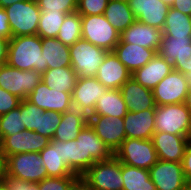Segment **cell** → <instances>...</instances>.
Instances as JSON below:
<instances>
[{
	"label": "cell",
	"instance_id": "cell-1",
	"mask_svg": "<svg viewBox=\"0 0 191 190\" xmlns=\"http://www.w3.org/2000/svg\"><path fill=\"white\" fill-rule=\"evenodd\" d=\"M6 63L19 70L43 74L48 65L42 56V38L37 34L10 38Z\"/></svg>",
	"mask_w": 191,
	"mask_h": 190
},
{
	"label": "cell",
	"instance_id": "cell-2",
	"mask_svg": "<svg viewBox=\"0 0 191 190\" xmlns=\"http://www.w3.org/2000/svg\"><path fill=\"white\" fill-rule=\"evenodd\" d=\"M81 30L83 39L108 52H113L120 41L121 33L108 22L104 14L81 15Z\"/></svg>",
	"mask_w": 191,
	"mask_h": 190
},
{
	"label": "cell",
	"instance_id": "cell-3",
	"mask_svg": "<svg viewBox=\"0 0 191 190\" xmlns=\"http://www.w3.org/2000/svg\"><path fill=\"white\" fill-rule=\"evenodd\" d=\"M155 132H167L188 137L191 112L184 103L156 106Z\"/></svg>",
	"mask_w": 191,
	"mask_h": 190
},
{
	"label": "cell",
	"instance_id": "cell-4",
	"mask_svg": "<svg viewBox=\"0 0 191 190\" xmlns=\"http://www.w3.org/2000/svg\"><path fill=\"white\" fill-rule=\"evenodd\" d=\"M4 9L12 37L37 34L41 10L36 0L19 1Z\"/></svg>",
	"mask_w": 191,
	"mask_h": 190
},
{
	"label": "cell",
	"instance_id": "cell-5",
	"mask_svg": "<svg viewBox=\"0 0 191 190\" xmlns=\"http://www.w3.org/2000/svg\"><path fill=\"white\" fill-rule=\"evenodd\" d=\"M71 67L78 77H95L108 51L81 38L69 47Z\"/></svg>",
	"mask_w": 191,
	"mask_h": 190
},
{
	"label": "cell",
	"instance_id": "cell-6",
	"mask_svg": "<svg viewBox=\"0 0 191 190\" xmlns=\"http://www.w3.org/2000/svg\"><path fill=\"white\" fill-rule=\"evenodd\" d=\"M121 163L149 170L158 161L151 139L126 138L115 151Z\"/></svg>",
	"mask_w": 191,
	"mask_h": 190
},
{
	"label": "cell",
	"instance_id": "cell-7",
	"mask_svg": "<svg viewBox=\"0 0 191 190\" xmlns=\"http://www.w3.org/2000/svg\"><path fill=\"white\" fill-rule=\"evenodd\" d=\"M81 177L93 190H123L121 162L115 156L95 162Z\"/></svg>",
	"mask_w": 191,
	"mask_h": 190
},
{
	"label": "cell",
	"instance_id": "cell-8",
	"mask_svg": "<svg viewBox=\"0 0 191 190\" xmlns=\"http://www.w3.org/2000/svg\"><path fill=\"white\" fill-rule=\"evenodd\" d=\"M76 140L79 150L80 176H82L95 162L105 161L114 156V153L97 136L89 123L83 127Z\"/></svg>",
	"mask_w": 191,
	"mask_h": 190
},
{
	"label": "cell",
	"instance_id": "cell-9",
	"mask_svg": "<svg viewBox=\"0 0 191 190\" xmlns=\"http://www.w3.org/2000/svg\"><path fill=\"white\" fill-rule=\"evenodd\" d=\"M5 173L31 183H39L48 177L43 160L37 152L7 156Z\"/></svg>",
	"mask_w": 191,
	"mask_h": 190
},
{
	"label": "cell",
	"instance_id": "cell-10",
	"mask_svg": "<svg viewBox=\"0 0 191 190\" xmlns=\"http://www.w3.org/2000/svg\"><path fill=\"white\" fill-rule=\"evenodd\" d=\"M42 81V74L35 70H19L10 65L0 66V87L21 100L28 95Z\"/></svg>",
	"mask_w": 191,
	"mask_h": 190
},
{
	"label": "cell",
	"instance_id": "cell-11",
	"mask_svg": "<svg viewBox=\"0 0 191 190\" xmlns=\"http://www.w3.org/2000/svg\"><path fill=\"white\" fill-rule=\"evenodd\" d=\"M189 90L185 75L177 70H172L153 89L156 106L184 103Z\"/></svg>",
	"mask_w": 191,
	"mask_h": 190
},
{
	"label": "cell",
	"instance_id": "cell-12",
	"mask_svg": "<svg viewBox=\"0 0 191 190\" xmlns=\"http://www.w3.org/2000/svg\"><path fill=\"white\" fill-rule=\"evenodd\" d=\"M149 174L157 190H184L189 185L182 163L158 160Z\"/></svg>",
	"mask_w": 191,
	"mask_h": 190
},
{
	"label": "cell",
	"instance_id": "cell-13",
	"mask_svg": "<svg viewBox=\"0 0 191 190\" xmlns=\"http://www.w3.org/2000/svg\"><path fill=\"white\" fill-rule=\"evenodd\" d=\"M50 139L35 131L24 129L11 136L1 138V149L3 156H11L19 153H29L42 151L48 144Z\"/></svg>",
	"mask_w": 191,
	"mask_h": 190
},
{
	"label": "cell",
	"instance_id": "cell-14",
	"mask_svg": "<svg viewBox=\"0 0 191 190\" xmlns=\"http://www.w3.org/2000/svg\"><path fill=\"white\" fill-rule=\"evenodd\" d=\"M27 100L44 111L64 113L73 109L72 93L50 89L43 81L28 95Z\"/></svg>",
	"mask_w": 191,
	"mask_h": 190
},
{
	"label": "cell",
	"instance_id": "cell-15",
	"mask_svg": "<svg viewBox=\"0 0 191 190\" xmlns=\"http://www.w3.org/2000/svg\"><path fill=\"white\" fill-rule=\"evenodd\" d=\"M107 90L96 77H78L72 92L73 108L90 116L98 99Z\"/></svg>",
	"mask_w": 191,
	"mask_h": 190
},
{
	"label": "cell",
	"instance_id": "cell-16",
	"mask_svg": "<svg viewBox=\"0 0 191 190\" xmlns=\"http://www.w3.org/2000/svg\"><path fill=\"white\" fill-rule=\"evenodd\" d=\"M88 123L113 153L126 139L123 118L90 115Z\"/></svg>",
	"mask_w": 191,
	"mask_h": 190
},
{
	"label": "cell",
	"instance_id": "cell-17",
	"mask_svg": "<svg viewBox=\"0 0 191 190\" xmlns=\"http://www.w3.org/2000/svg\"><path fill=\"white\" fill-rule=\"evenodd\" d=\"M128 4L136 20L163 29L170 6L161 0H129Z\"/></svg>",
	"mask_w": 191,
	"mask_h": 190
},
{
	"label": "cell",
	"instance_id": "cell-18",
	"mask_svg": "<svg viewBox=\"0 0 191 190\" xmlns=\"http://www.w3.org/2000/svg\"><path fill=\"white\" fill-rule=\"evenodd\" d=\"M188 137L167 132H155L152 142L157 152L158 160L182 163Z\"/></svg>",
	"mask_w": 191,
	"mask_h": 190
},
{
	"label": "cell",
	"instance_id": "cell-19",
	"mask_svg": "<svg viewBox=\"0 0 191 190\" xmlns=\"http://www.w3.org/2000/svg\"><path fill=\"white\" fill-rule=\"evenodd\" d=\"M132 73L118 59L114 52H108L98 67L95 77L108 89H120L131 78Z\"/></svg>",
	"mask_w": 191,
	"mask_h": 190
},
{
	"label": "cell",
	"instance_id": "cell-20",
	"mask_svg": "<svg viewBox=\"0 0 191 190\" xmlns=\"http://www.w3.org/2000/svg\"><path fill=\"white\" fill-rule=\"evenodd\" d=\"M162 35V30L136 20L120 34V39L124 43L137 44L158 52L161 46Z\"/></svg>",
	"mask_w": 191,
	"mask_h": 190
},
{
	"label": "cell",
	"instance_id": "cell-21",
	"mask_svg": "<svg viewBox=\"0 0 191 190\" xmlns=\"http://www.w3.org/2000/svg\"><path fill=\"white\" fill-rule=\"evenodd\" d=\"M129 112L156 109L152 90L135 81L132 77L119 89Z\"/></svg>",
	"mask_w": 191,
	"mask_h": 190
},
{
	"label": "cell",
	"instance_id": "cell-22",
	"mask_svg": "<svg viewBox=\"0 0 191 190\" xmlns=\"http://www.w3.org/2000/svg\"><path fill=\"white\" fill-rule=\"evenodd\" d=\"M123 120L126 138L151 139L155 133V109L128 111Z\"/></svg>",
	"mask_w": 191,
	"mask_h": 190
},
{
	"label": "cell",
	"instance_id": "cell-23",
	"mask_svg": "<svg viewBox=\"0 0 191 190\" xmlns=\"http://www.w3.org/2000/svg\"><path fill=\"white\" fill-rule=\"evenodd\" d=\"M172 70V64L157 53L147 64L134 71L131 77L142 86L152 90Z\"/></svg>",
	"mask_w": 191,
	"mask_h": 190
},
{
	"label": "cell",
	"instance_id": "cell-24",
	"mask_svg": "<svg viewBox=\"0 0 191 190\" xmlns=\"http://www.w3.org/2000/svg\"><path fill=\"white\" fill-rule=\"evenodd\" d=\"M113 52L131 73L143 67L158 53L137 44L124 43L121 39Z\"/></svg>",
	"mask_w": 191,
	"mask_h": 190
},
{
	"label": "cell",
	"instance_id": "cell-25",
	"mask_svg": "<svg viewBox=\"0 0 191 190\" xmlns=\"http://www.w3.org/2000/svg\"><path fill=\"white\" fill-rule=\"evenodd\" d=\"M88 124V116L78 109H71L62 113L60 124L55 130L52 140L66 142L75 140L83 127Z\"/></svg>",
	"mask_w": 191,
	"mask_h": 190
},
{
	"label": "cell",
	"instance_id": "cell-26",
	"mask_svg": "<svg viewBox=\"0 0 191 190\" xmlns=\"http://www.w3.org/2000/svg\"><path fill=\"white\" fill-rule=\"evenodd\" d=\"M128 112L119 89H108L98 99L91 115L124 118Z\"/></svg>",
	"mask_w": 191,
	"mask_h": 190
},
{
	"label": "cell",
	"instance_id": "cell-27",
	"mask_svg": "<svg viewBox=\"0 0 191 190\" xmlns=\"http://www.w3.org/2000/svg\"><path fill=\"white\" fill-rule=\"evenodd\" d=\"M42 56L48 69L71 66L69 46L57 38H42Z\"/></svg>",
	"mask_w": 191,
	"mask_h": 190
},
{
	"label": "cell",
	"instance_id": "cell-28",
	"mask_svg": "<svg viewBox=\"0 0 191 190\" xmlns=\"http://www.w3.org/2000/svg\"><path fill=\"white\" fill-rule=\"evenodd\" d=\"M78 75L71 66L47 69L42 74V81L50 88L72 93Z\"/></svg>",
	"mask_w": 191,
	"mask_h": 190
},
{
	"label": "cell",
	"instance_id": "cell-29",
	"mask_svg": "<svg viewBox=\"0 0 191 190\" xmlns=\"http://www.w3.org/2000/svg\"><path fill=\"white\" fill-rule=\"evenodd\" d=\"M43 160V165L46 168L48 177H63L77 176L73 174L69 167L61 160L59 154V145L55 140H50V143L39 152Z\"/></svg>",
	"mask_w": 191,
	"mask_h": 190
},
{
	"label": "cell",
	"instance_id": "cell-30",
	"mask_svg": "<svg viewBox=\"0 0 191 190\" xmlns=\"http://www.w3.org/2000/svg\"><path fill=\"white\" fill-rule=\"evenodd\" d=\"M104 16L120 33L136 21L129 4L127 2L116 0L108 1Z\"/></svg>",
	"mask_w": 191,
	"mask_h": 190
},
{
	"label": "cell",
	"instance_id": "cell-31",
	"mask_svg": "<svg viewBox=\"0 0 191 190\" xmlns=\"http://www.w3.org/2000/svg\"><path fill=\"white\" fill-rule=\"evenodd\" d=\"M123 190H157L149 170L121 163Z\"/></svg>",
	"mask_w": 191,
	"mask_h": 190
},
{
	"label": "cell",
	"instance_id": "cell-32",
	"mask_svg": "<svg viewBox=\"0 0 191 190\" xmlns=\"http://www.w3.org/2000/svg\"><path fill=\"white\" fill-rule=\"evenodd\" d=\"M190 16L169 7L162 37L191 36Z\"/></svg>",
	"mask_w": 191,
	"mask_h": 190
},
{
	"label": "cell",
	"instance_id": "cell-33",
	"mask_svg": "<svg viewBox=\"0 0 191 190\" xmlns=\"http://www.w3.org/2000/svg\"><path fill=\"white\" fill-rule=\"evenodd\" d=\"M185 52H191V36L162 37L158 53L171 64Z\"/></svg>",
	"mask_w": 191,
	"mask_h": 190
},
{
	"label": "cell",
	"instance_id": "cell-34",
	"mask_svg": "<svg viewBox=\"0 0 191 190\" xmlns=\"http://www.w3.org/2000/svg\"><path fill=\"white\" fill-rule=\"evenodd\" d=\"M56 38L69 47L82 38L81 15L77 11L66 15Z\"/></svg>",
	"mask_w": 191,
	"mask_h": 190
},
{
	"label": "cell",
	"instance_id": "cell-35",
	"mask_svg": "<svg viewBox=\"0 0 191 190\" xmlns=\"http://www.w3.org/2000/svg\"><path fill=\"white\" fill-rule=\"evenodd\" d=\"M66 15L63 12H41L37 35L41 38H56Z\"/></svg>",
	"mask_w": 191,
	"mask_h": 190
},
{
	"label": "cell",
	"instance_id": "cell-36",
	"mask_svg": "<svg viewBox=\"0 0 191 190\" xmlns=\"http://www.w3.org/2000/svg\"><path fill=\"white\" fill-rule=\"evenodd\" d=\"M59 154L61 160L69 167L73 174L80 176V159L77 140L59 141Z\"/></svg>",
	"mask_w": 191,
	"mask_h": 190
},
{
	"label": "cell",
	"instance_id": "cell-37",
	"mask_svg": "<svg viewBox=\"0 0 191 190\" xmlns=\"http://www.w3.org/2000/svg\"><path fill=\"white\" fill-rule=\"evenodd\" d=\"M25 129L22 115H21V103L15 109H12L8 113L0 115V135L11 136Z\"/></svg>",
	"mask_w": 191,
	"mask_h": 190
},
{
	"label": "cell",
	"instance_id": "cell-38",
	"mask_svg": "<svg viewBox=\"0 0 191 190\" xmlns=\"http://www.w3.org/2000/svg\"><path fill=\"white\" fill-rule=\"evenodd\" d=\"M44 110L29 102L27 99L21 100V115L25 129L35 131L39 130L40 114Z\"/></svg>",
	"mask_w": 191,
	"mask_h": 190
},
{
	"label": "cell",
	"instance_id": "cell-39",
	"mask_svg": "<svg viewBox=\"0 0 191 190\" xmlns=\"http://www.w3.org/2000/svg\"><path fill=\"white\" fill-rule=\"evenodd\" d=\"M62 113L57 111H44L40 114L39 130L36 133L48 137L50 140L55 134V130L60 124Z\"/></svg>",
	"mask_w": 191,
	"mask_h": 190
},
{
	"label": "cell",
	"instance_id": "cell-40",
	"mask_svg": "<svg viewBox=\"0 0 191 190\" xmlns=\"http://www.w3.org/2000/svg\"><path fill=\"white\" fill-rule=\"evenodd\" d=\"M41 12H63L66 14L77 11L78 0H36Z\"/></svg>",
	"mask_w": 191,
	"mask_h": 190
},
{
	"label": "cell",
	"instance_id": "cell-41",
	"mask_svg": "<svg viewBox=\"0 0 191 190\" xmlns=\"http://www.w3.org/2000/svg\"><path fill=\"white\" fill-rule=\"evenodd\" d=\"M109 0H78L77 12L80 15L104 14Z\"/></svg>",
	"mask_w": 191,
	"mask_h": 190
},
{
	"label": "cell",
	"instance_id": "cell-42",
	"mask_svg": "<svg viewBox=\"0 0 191 190\" xmlns=\"http://www.w3.org/2000/svg\"><path fill=\"white\" fill-rule=\"evenodd\" d=\"M78 176L47 177L38 183L39 190H67Z\"/></svg>",
	"mask_w": 191,
	"mask_h": 190
},
{
	"label": "cell",
	"instance_id": "cell-43",
	"mask_svg": "<svg viewBox=\"0 0 191 190\" xmlns=\"http://www.w3.org/2000/svg\"><path fill=\"white\" fill-rule=\"evenodd\" d=\"M21 103V99L12 95L0 87V115L15 109Z\"/></svg>",
	"mask_w": 191,
	"mask_h": 190
},
{
	"label": "cell",
	"instance_id": "cell-44",
	"mask_svg": "<svg viewBox=\"0 0 191 190\" xmlns=\"http://www.w3.org/2000/svg\"><path fill=\"white\" fill-rule=\"evenodd\" d=\"M173 69L183 74L191 71V52H185L179 58H176L172 64Z\"/></svg>",
	"mask_w": 191,
	"mask_h": 190
},
{
	"label": "cell",
	"instance_id": "cell-45",
	"mask_svg": "<svg viewBox=\"0 0 191 190\" xmlns=\"http://www.w3.org/2000/svg\"><path fill=\"white\" fill-rule=\"evenodd\" d=\"M0 181L5 185L7 190H25V181L20 178L4 173L0 177Z\"/></svg>",
	"mask_w": 191,
	"mask_h": 190
},
{
	"label": "cell",
	"instance_id": "cell-46",
	"mask_svg": "<svg viewBox=\"0 0 191 190\" xmlns=\"http://www.w3.org/2000/svg\"><path fill=\"white\" fill-rule=\"evenodd\" d=\"M0 38H12L8 16L4 8H0Z\"/></svg>",
	"mask_w": 191,
	"mask_h": 190
},
{
	"label": "cell",
	"instance_id": "cell-47",
	"mask_svg": "<svg viewBox=\"0 0 191 190\" xmlns=\"http://www.w3.org/2000/svg\"><path fill=\"white\" fill-rule=\"evenodd\" d=\"M182 168L188 182L191 181V144L188 143L182 160Z\"/></svg>",
	"mask_w": 191,
	"mask_h": 190
},
{
	"label": "cell",
	"instance_id": "cell-48",
	"mask_svg": "<svg viewBox=\"0 0 191 190\" xmlns=\"http://www.w3.org/2000/svg\"><path fill=\"white\" fill-rule=\"evenodd\" d=\"M183 14L191 15V0H174L170 6Z\"/></svg>",
	"mask_w": 191,
	"mask_h": 190
},
{
	"label": "cell",
	"instance_id": "cell-49",
	"mask_svg": "<svg viewBox=\"0 0 191 190\" xmlns=\"http://www.w3.org/2000/svg\"><path fill=\"white\" fill-rule=\"evenodd\" d=\"M67 190H93L87 182L81 177L78 176L68 187Z\"/></svg>",
	"mask_w": 191,
	"mask_h": 190
},
{
	"label": "cell",
	"instance_id": "cell-50",
	"mask_svg": "<svg viewBox=\"0 0 191 190\" xmlns=\"http://www.w3.org/2000/svg\"><path fill=\"white\" fill-rule=\"evenodd\" d=\"M9 40L7 38H0V66L7 62Z\"/></svg>",
	"mask_w": 191,
	"mask_h": 190
},
{
	"label": "cell",
	"instance_id": "cell-51",
	"mask_svg": "<svg viewBox=\"0 0 191 190\" xmlns=\"http://www.w3.org/2000/svg\"><path fill=\"white\" fill-rule=\"evenodd\" d=\"M5 173V158L0 144V177Z\"/></svg>",
	"mask_w": 191,
	"mask_h": 190
},
{
	"label": "cell",
	"instance_id": "cell-52",
	"mask_svg": "<svg viewBox=\"0 0 191 190\" xmlns=\"http://www.w3.org/2000/svg\"><path fill=\"white\" fill-rule=\"evenodd\" d=\"M19 1H25V0H0V8H6Z\"/></svg>",
	"mask_w": 191,
	"mask_h": 190
},
{
	"label": "cell",
	"instance_id": "cell-53",
	"mask_svg": "<svg viewBox=\"0 0 191 190\" xmlns=\"http://www.w3.org/2000/svg\"><path fill=\"white\" fill-rule=\"evenodd\" d=\"M184 104L186 105V107L189 109V111L191 112V86H189V90L188 93L186 95Z\"/></svg>",
	"mask_w": 191,
	"mask_h": 190
},
{
	"label": "cell",
	"instance_id": "cell-54",
	"mask_svg": "<svg viewBox=\"0 0 191 190\" xmlns=\"http://www.w3.org/2000/svg\"><path fill=\"white\" fill-rule=\"evenodd\" d=\"M25 190H39L38 183L25 181Z\"/></svg>",
	"mask_w": 191,
	"mask_h": 190
},
{
	"label": "cell",
	"instance_id": "cell-55",
	"mask_svg": "<svg viewBox=\"0 0 191 190\" xmlns=\"http://www.w3.org/2000/svg\"><path fill=\"white\" fill-rule=\"evenodd\" d=\"M187 79L188 85L191 86V71L184 74Z\"/></svg>",
	"mask_w": 191,
	"mask_h": 190
},
{
	"label": "cell",
	"instance_id": "cell-56",
	"mask_svg": "<svg viewBox=\"0 0 191 190\" xmlns=\"http://www.w3.org/2000/svg\"><path fill=\"white\" fill-rule=\"evenodd\" d=\"M161 1L167 4L168 6H171L174 0H161Z\"/></svg>",
	"mask_w": 191,
	"mask_h": 190
},
{
	"label": "cell",
	"instance_id": "cell-57",
	"mask_svg": "<svg viewBox=\"0 0 191 190\" xmlns=\"http://www.w3.org/2000/svg\"><path fill=\"white\" fill-rule=\"evenodd\" d=\"M0 190H7L5 185L0 181Z\"/></svg>",
	"mask_w": 191,
	"mask_h": 190
},
{
	"label": "cell",
	"instance_id": "cell-58",
	"mask_svg": "<svg viewBox=\"0 0 191 190\" xmlns=\"http://www.w3.org/2000/svg\"><path fill=\"white\" fill-rule=\"evenodd\" d=\"M188 143H190L191 144V129H190V132H189V135H188Z\"/></svg>",
	"mask_w": 191,
	"mask_h": 190
},
{
	"label": "cell",
	"instance_id": "cell-59",
	"mask_svg": "<svg viewBox=\"0 0 191 190\" xmlns=\"http://www.w3.org/2000/svg\"><path fill=\"white\" fill-rule=\"evenodd\" d=\"M184 190H191V187L188 185Z\"/></svg>",
	"mask_w": 191,
	"mask_h": 190
},
{
	"label": "cell",
	"instance_id": "cell-60",
	"mask_svg": "<svg viewBox=\"0 0 191 190\" xmlns=\"http://www.w3.org/2000/svg\"><path fill=\"white\" fill-rule=\"evenodd\" d=\"M116 1H122V2H129V0H116Z\"/></svg>",
	"mask_w": 191,
	"mask_h": 190
}]
</instances>
